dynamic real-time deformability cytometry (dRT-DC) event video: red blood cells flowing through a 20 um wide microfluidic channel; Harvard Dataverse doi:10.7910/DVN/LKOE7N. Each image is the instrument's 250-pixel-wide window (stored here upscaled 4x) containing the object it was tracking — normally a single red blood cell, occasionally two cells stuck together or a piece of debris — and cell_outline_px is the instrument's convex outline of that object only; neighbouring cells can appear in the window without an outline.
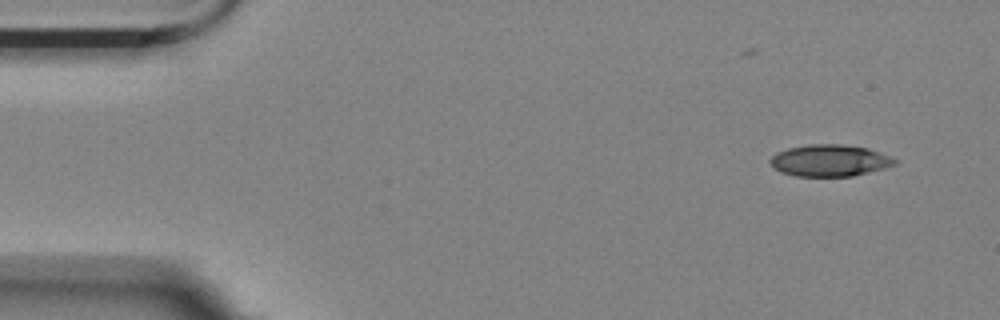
{"species": "Egyptian fruit bat (a non-hibernating species)", "species_latin": "Rousettus aegyptiacus", "temperature_condition": "room temperature", "stored_images_in_passage": 4, "camera_frame_rate_fps": 3000, "um_per_image_px": 0.085, "animal": {"sex": "female"}, "frame": {"image": 1, "passage_image": 1, "time_ms": 0.0, "image_size_px": [1000, 320], "cell_outline_px": [[900, 164], [852, 176], [796, 176], [780, 172], [772, 168], [768, 160], [776, 152], [788, 148], [808, 144], [840, 144], [868, 148], [888, 156], [896, 160]], "centroid_in_image_um": [70.48, 13.64], "position_along_channel_um": 14.5, "area_um2": 23.12}}
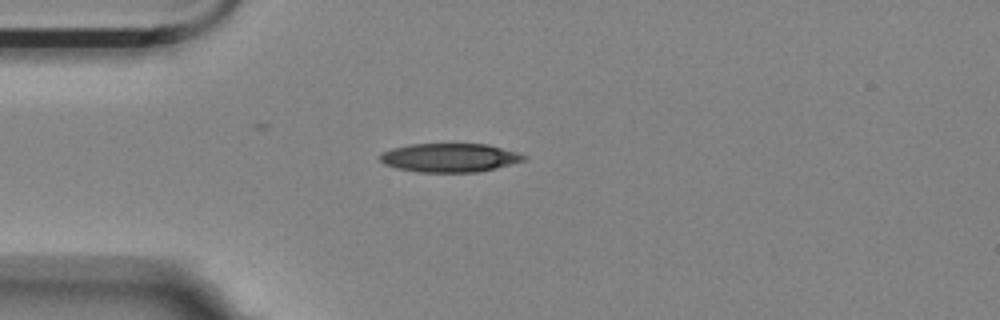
{"frame": {"image": 2, "passage_image": 4, "time_ms": 3.333, "image_size_px": [1000, 320], "cell_outline_px": [[528, 160], [496, 168], [476, 172], [420, 172], [396, 168], [384, 164], [380, 160], [380, 152], [392, 148], [412, 144], [488, 144], [516, 152], [528, 156]], "centroid_in_image_um": [38.24, 13.4], "position_along_channel_um": 46.8, "area_um2": 24.16}}